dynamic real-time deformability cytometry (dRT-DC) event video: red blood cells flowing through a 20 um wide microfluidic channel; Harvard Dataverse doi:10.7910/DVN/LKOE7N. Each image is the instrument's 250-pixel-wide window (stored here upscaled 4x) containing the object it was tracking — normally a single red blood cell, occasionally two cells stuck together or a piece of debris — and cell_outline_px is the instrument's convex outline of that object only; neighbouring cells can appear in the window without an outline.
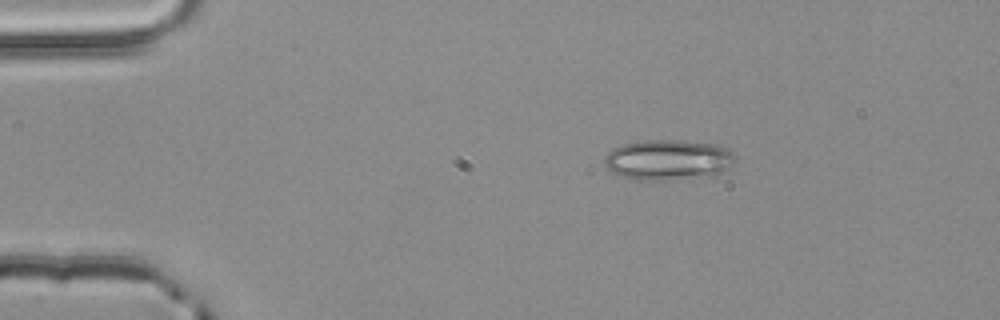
{"species": "common noctule bat (a hibernating species)", "species_latin": "Nyctalus noctula", "temperature_condition": "room temperature", "stored_images_in_passage": 2, "camera_frame_rate_fps": 3000, "um_per_image_px": 0.085, "animal": {"sex": "male", "body_mass_g": 20.4}, "frame": {"image": 1, "passage_image": 1, "time_ms": 0.0, "image_size_px": [1000, 320], "cell_outline_px": [[736, 160], [732, 164], [720, 172], [668, 180], [636, 180], [612, 172], [604, 164], [604, 156], [612, 148], [620, 144], [644, 140], [680, 140], [716, 144], [728, 148], [736, 156]], "centroid_in_image_um": [56.74, 13.55], "position_along_channel_um": 28.3, "area_um2": 30.58}}